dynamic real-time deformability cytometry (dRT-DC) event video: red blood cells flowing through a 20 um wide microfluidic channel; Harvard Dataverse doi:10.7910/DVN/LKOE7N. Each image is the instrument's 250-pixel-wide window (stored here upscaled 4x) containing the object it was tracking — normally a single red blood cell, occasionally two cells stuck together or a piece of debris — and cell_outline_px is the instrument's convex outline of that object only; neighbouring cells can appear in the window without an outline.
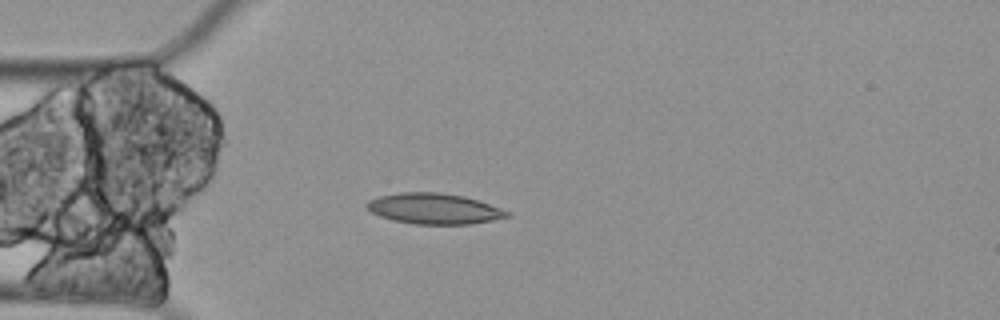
{"species": "Egyptian fruit bat (a non-hibernating species)", "species_latin": "Rousettus aegyptiacus", "temperature_condition": "cold", "stored_images_in_passage": 4, "camera_frame_rate_fps": 3000, "um_per_image_px": 0.085, "animal": {"sex": "female"}, "frame": {"image": 1, "passage_image": 4, "time_ms": 1.0, "image_size_px": [1000, 320], "cell_outline_px": [[512, 216], [472, 224], [416, 224], [392, 220], [380, 216], [364, 208], [364, 204], [368, 200], [380, 196], [400, 192], [440, 192], [464, 196], [512, 212]], "centroid_in_image_um": [36.88, 17.74], "position_along_channel_um": 48.1, "area_um2": 25.2}}